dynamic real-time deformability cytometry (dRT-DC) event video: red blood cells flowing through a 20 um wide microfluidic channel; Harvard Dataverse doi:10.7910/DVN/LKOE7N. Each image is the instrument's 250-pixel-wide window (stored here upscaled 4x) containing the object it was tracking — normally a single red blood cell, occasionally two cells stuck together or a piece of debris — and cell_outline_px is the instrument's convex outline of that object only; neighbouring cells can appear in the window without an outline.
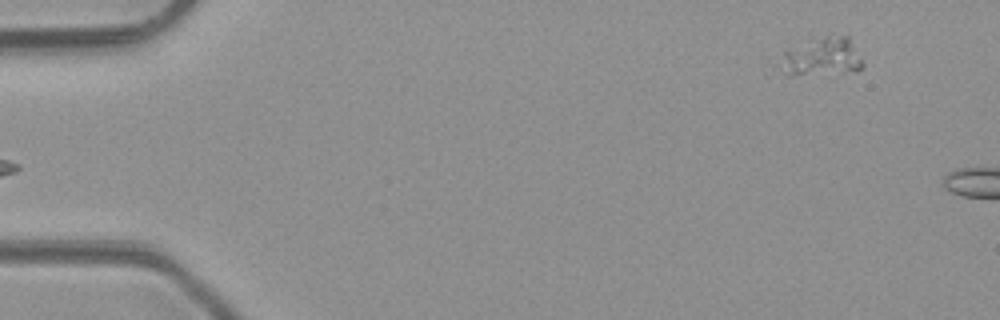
{"species": "common noctule bat (a hibernating species)", "species_latin": "Nyctalus noctula", "temperature_condition": "room temperature", "stored_images_in_passage": 4, "camera_frame_rate_fps": 3000, "um_per_image_px": 0.085, "animal": {"sex": "male", "body_mass_g": 23.1, "forearm_length_mm": 52.7}, "frame": {"image": 1, "passage_image": 4, "time_ms": 4.333, "image_size_px": [1000, 320], "cell_outline_px": [[864, 64], [860, 68], [840, 72], [788, 76], [784, 76], [768, 60], [784, 52], [828, 36], [848, 36]], "centroid_in_image_um": [69.63, 4.9], "position_along_channel_um": 15.4, "area_um2": 18.44}}